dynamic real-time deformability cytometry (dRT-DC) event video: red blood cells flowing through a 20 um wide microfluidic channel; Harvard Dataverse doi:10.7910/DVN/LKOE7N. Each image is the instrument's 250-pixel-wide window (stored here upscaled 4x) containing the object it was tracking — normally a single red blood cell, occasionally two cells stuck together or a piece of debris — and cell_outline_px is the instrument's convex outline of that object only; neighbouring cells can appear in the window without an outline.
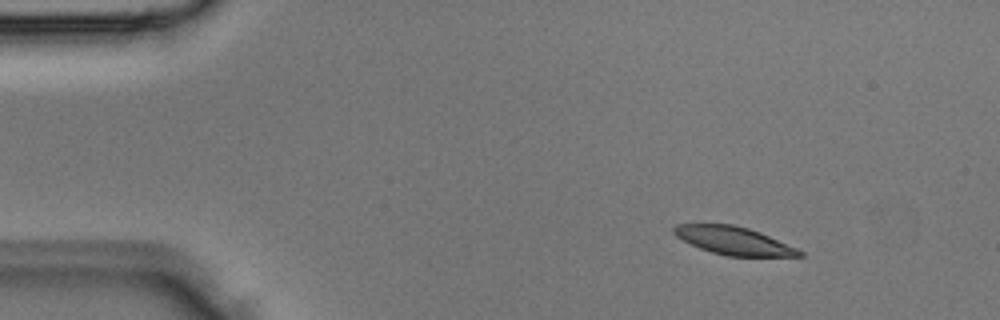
{"species": "Egyptian fruit bat (a non-hibernating species)", "species_latin": "Rousettus aegyptiacus", "temperature_condition": "room temperature", "stored_images_in_passage": 4, "camera_frame_rate_fps": 3000, "um_per_image_px": 0.085, "animal": {"sex": "male"}, "frame": {"image": 1, "passage_image": 1, "time_ms": 0.0, "image_size_px": [1000, 320], "cell_outline_px": [[804, 256], [728, 256], [712, 252], [700, 248], [676, 236], [672, 232], [672, 228], [676, 224], [732, 224], [748, 228], [760, 232], [796, 248], [804, 252]], "centroid_in_image_um": [62.35, 20.45], "position_along_channel_um": 22.6, "area_um2": 20.23}}
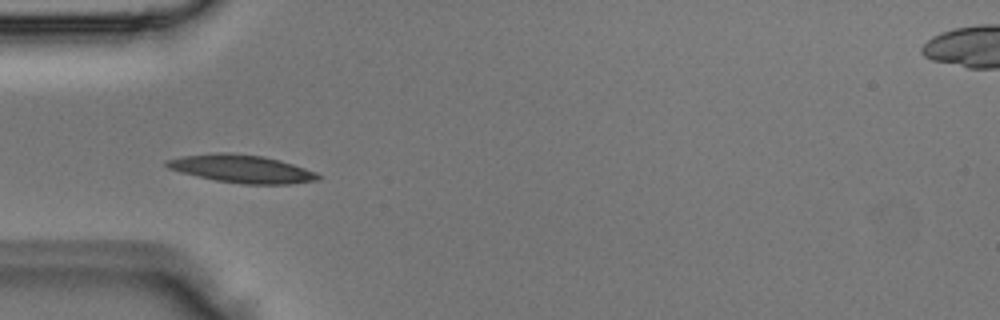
{"frame": {"image": 2, "passage_image": 3, "time_ms": 0.667, "image_size_px": [1000, 320], "cell_outline_px": [[320, 180], [288, 184], [244, 184], [216, 180], [180, 172], [168, 168], [164, 164], [164, 160], [184, 156], [264, 156], [280, 160], [316, 172], [320, 176]], "centroid_in_image_um": [20.62, 14.41], "position_along_channel_um": 64.4, "area_um2": 23.24}}